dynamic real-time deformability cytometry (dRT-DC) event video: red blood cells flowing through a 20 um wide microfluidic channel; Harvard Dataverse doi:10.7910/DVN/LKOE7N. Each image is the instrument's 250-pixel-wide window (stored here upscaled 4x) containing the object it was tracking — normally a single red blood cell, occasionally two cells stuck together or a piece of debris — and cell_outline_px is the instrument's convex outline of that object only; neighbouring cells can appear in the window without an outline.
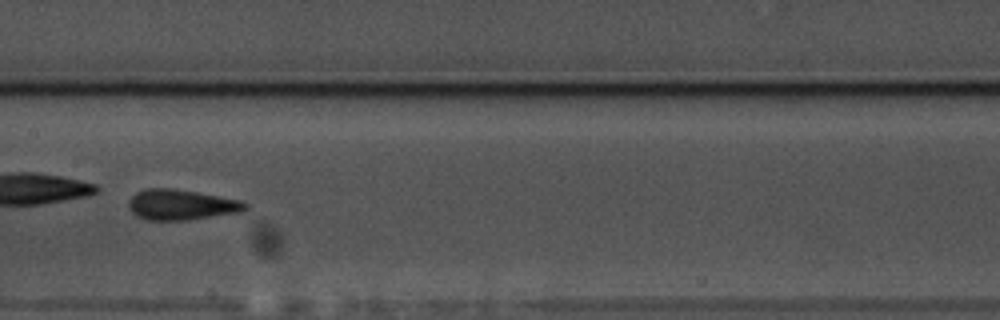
{"species": "common noctule bat (a hibernating species)", "species_latin": "Nyctalus noctula", "temperature_condition": "warm", "stored_images_in_passage": 51, "camera_frame_rate_fps": 3000, "um_per_image_px": 0.085, "animal": {"sex": "male", "body_mass_g": 17.5, "forearm_length_mm": 52.3}, "frame": {"image": 1, "passage_image": 30, "time_ms": 9.667, "image_size_px": [1000, 320], "cell_outline_px": [[248, 208], [240, 212], [188, 220], [148, 220], [136, 216], [128, 208], [128, 200], [136, 192], [144, 188], [172, 188], [196, 192], [240, 200], [248, 204]], "centroid_in_image_um": [15.37, 17.4], "position_along_channel_um": 192.0, "area_um2": 20.75}}
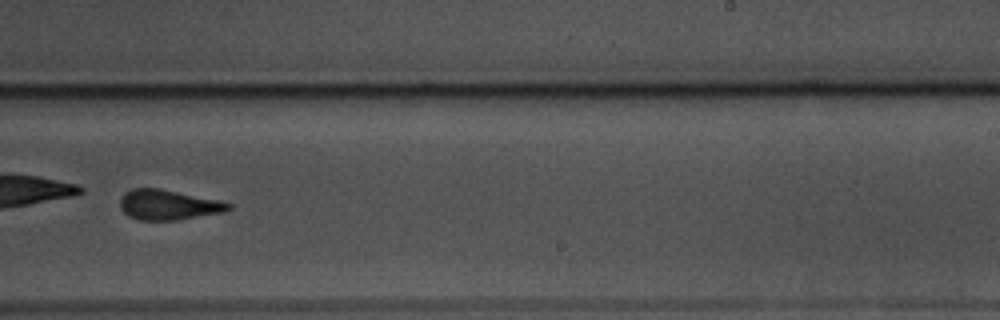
{"frame": {"image": 2, "passage_image": 37, "time_ms": 12.0, "image_size_px": [1000, 320], "cell_outline_px": [[232, 208], [224, 212], [176, 220], [140, 220], [128, 216], [120, 208], [120, 196], [124, 192], [132, 188], [160, 188], [220, 200], [232, 204]], "centroid_in_image_um": [14.29, 17.4], "position_along_channel_um": 274.7, "area_um2": 19.19}, "authors_computed_cell_mechanics": {"area_um2": 19.5364, "velocity_mm_per_s": 3.5528, "shape_relaxation_time_tau1_ms": 7.3365, "shape_relaxation_time_tau2_ms": 1.7048, "deformation_change_tau1": 0.1997, "deformation_change_tau2": 0.0948}}